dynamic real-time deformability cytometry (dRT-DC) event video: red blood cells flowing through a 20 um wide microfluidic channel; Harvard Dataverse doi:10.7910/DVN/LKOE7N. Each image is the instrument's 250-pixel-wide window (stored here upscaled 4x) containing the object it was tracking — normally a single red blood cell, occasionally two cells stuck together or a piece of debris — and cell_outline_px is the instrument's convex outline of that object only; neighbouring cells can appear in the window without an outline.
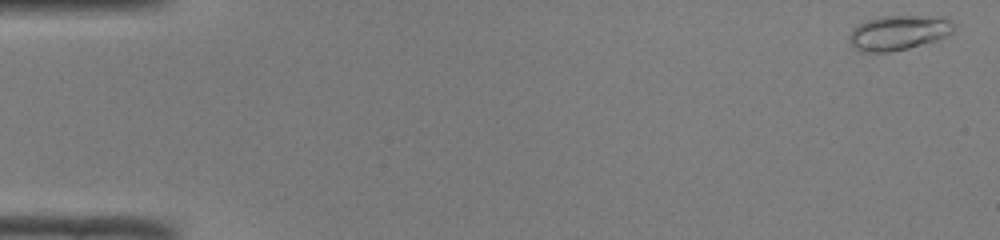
{"species": "common noctule bat (a hibernating species)", "species_latin": "Nyctalus noctula", "temperature_condition": "room temperature", "stored_images_in_passage": 50, "camera_frame_rate_fps": 3000, "um_per_image_px": 0.085, "animal": {"sex": "male", "body_mass_g": 19.0, "forearm_length_mm": 50.8}, "frame": {"image": 1, "passage_image": 1, "time_ms": 0.0, "image_size_px": [1000, 240], "cell_outline_px": [[956, 24], [952, 32], [936, 40], [908, 48], [892, 52], [864, 52], [852, 48], [848, 40], [848, 36], [852, 28], [868, 20], [880, 16], [948, 16]], "centroid_in_image_um": [76.38, 2.77], "position_along_channel_um": 8.6, "area_um2": 21.5}}
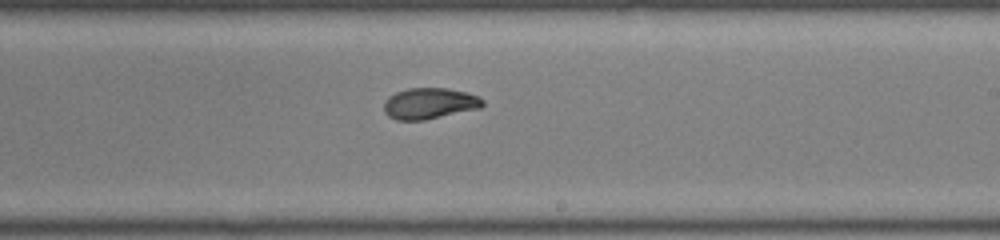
{"frame": {"image": 2, "passage_image": 30, "time_ms": 9.667, "image_size_px": [1000, 240], "cell_outline_px": [[484, 104], [480, 108], [424, 120], [396, 120], [388, 116], [384, 112], [384, 100], [388, 96], [396, 92], [408, 88], [448, 88], [468, 92], [480, 96], [484, 100]], "centroid_in_image_um": [36.51, 8.78], "position_along_channel_um": 252.5, "area_um2": 18.09}}
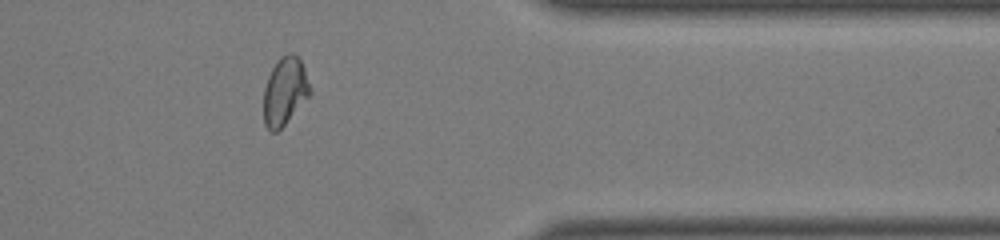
{"frame": {"image": 3, "passage_image": 41, "time_ms": 13.333, "image_size_px": [1000, 240], "cell_outline_px": [[312, 92], [284, 124], [276, 132], [272, 132], [264, 124], [264, 88], [268, 76], [276, 60], [280, 56], [288, 52], [292, 52], [300, 56]], "centroid_in_image_um": [24.21, 7.69], "position_along_channel_um": 387.2, "area_um2": 18.32}, "authors_computed_cell_mechanics": {"area_um2": 18.5538, "velocity_mm_per_s": 4.0629, "shape_relaxation_time_tau1_ms": 8.6476, "shape_relaxation_time_tau2_ms": 1.7574, "deformation_change_tau1": 0.2592, "deformation_change_tau2": 0.0603}}